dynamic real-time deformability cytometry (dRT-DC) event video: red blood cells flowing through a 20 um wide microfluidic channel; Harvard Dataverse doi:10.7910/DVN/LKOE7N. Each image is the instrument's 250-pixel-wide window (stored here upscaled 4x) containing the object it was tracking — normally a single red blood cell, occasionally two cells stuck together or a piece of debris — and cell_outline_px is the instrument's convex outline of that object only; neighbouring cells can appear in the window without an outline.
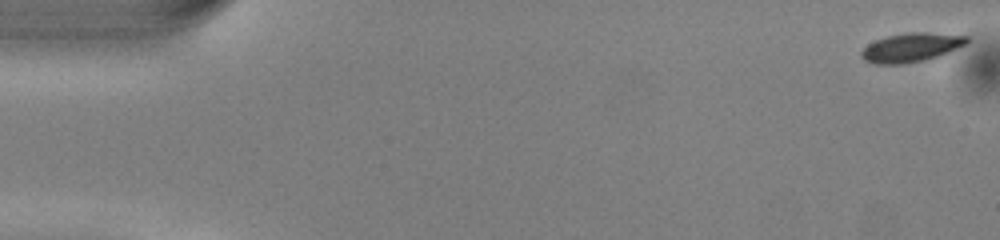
{"species": "common noctule bat (a hibernating species)", "species_latin": "Nyctalus noctula", "temperature_condition": "warm", "stored_images_in_passage": 51, "camera_frame_rate_fps": 3000, "um_per_image_px": 0.085, "animal": {"sex": "male", "body_mass_g": 13.0, "forearm_length_mm": 53.1}, "frame": {"image": 1, "passage_image": 1, "time_ms": 0.0, "image_size_px": [1000, 240], "cell_outline_px": [[968, 40], [964, 44], [940, 56], [924, 60], [904, 64], [876, 64], [864, 60], [860, 56], [860, 52], [868, 44], [876, 40], [888, 36], [908, 32], [928, 32], [968, 36]], "centroid_in_image_um": [77.42, 4.04], "position_along_channel_um": 7.6, "area_um2": 17.69}}
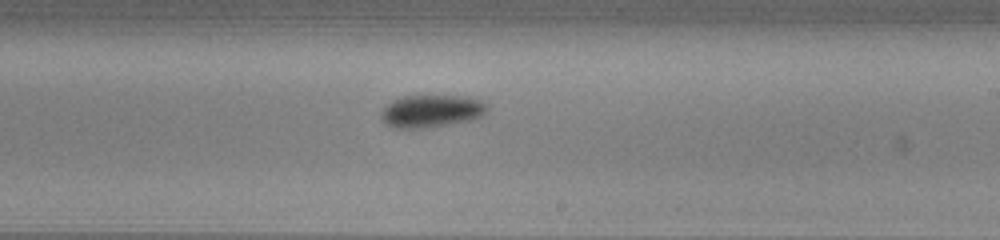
{"frame": {"image": 2, "passage_image": 30, "time_ms": 9.667, "image_size_px": [1000, 240], "cell_outline_px": [[488, 108], [484, 116], [472, 120], [428, 128], [396, 128], [388, 124], [380, 116], [384, 108], [392, 100], [404, 96], [472, 96], [488, 104]], "centroid_in_image_um": [36.75, 9.44], "position_along_channel_um": 252.3, "area_um2": 20.23}}
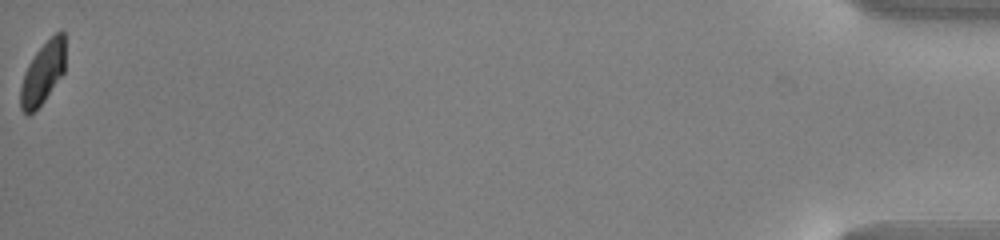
{"frame": {"image": 3, "passage_image": 51, "time_ms": 16.667, "image_size_px": [1000, 240], "cell_outline_px": [[64, 72], [44, 100], [32, 112], [24, 112], [20, 108], [20, 88], [24, 72], [28, 64], [36, 52], [60, 28], [64, 32]], "centroid_in_image_um": [3.63, 6.18], "position_along_channel_um": 431.6, "area_um2": 15.84}, "authors_computed_cell_mechanics": {"area_um2": 18.6116, "velocity_mm_per_s": 4.0563, "shape_relaxation_time_tau1_ms": 1.4292, "shape_relaxation_time_tau2_ms": null, "deformation_change_tau1": 0.1097, "deformation_change_tau2": null}}